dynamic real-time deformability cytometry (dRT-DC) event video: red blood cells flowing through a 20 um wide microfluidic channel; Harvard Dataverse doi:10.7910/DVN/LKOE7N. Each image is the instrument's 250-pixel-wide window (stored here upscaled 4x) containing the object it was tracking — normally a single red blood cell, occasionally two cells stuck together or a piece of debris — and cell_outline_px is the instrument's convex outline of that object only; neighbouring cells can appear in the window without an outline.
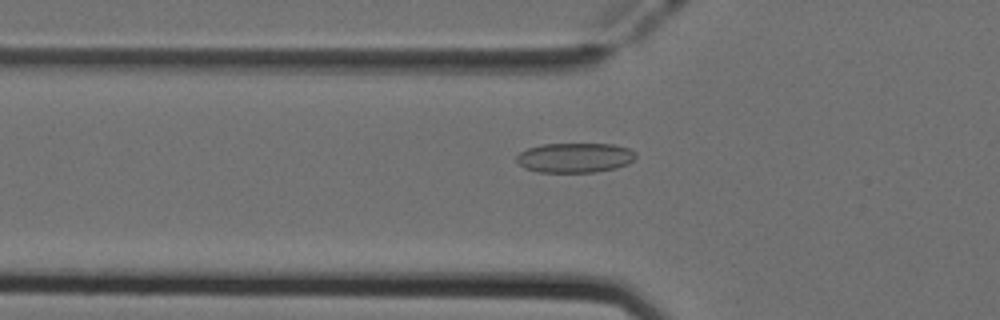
{"species": "Egyptian fruit bat (a non-hibernating species)", "species_latin": "Rousettus aegyptiacus", "temperature_condition": "cold", "stored_images_in_passage": 42, "camera_frame_rate_fps": 3000, "um_per_image_px": 0.085, "animal": {"sex": "female"}, "frame": {"image": 1, "passage_image": 8, "time_ms": 2.333, "image_size_px": [1000, 320], "cell_outline_px": [[636, 156], [628, 164], [616, 168], [596, 172], [536, 172], [524, 168], [516, 160], [516, 156], [520, 152], [528, 148], [544, 144], [612, 144], [628, 148], [636, 152]], "centroid_in_image_um": [48.86, 13.41], "position_along_channel_um": 76.9, "area_um2": 20.69}}
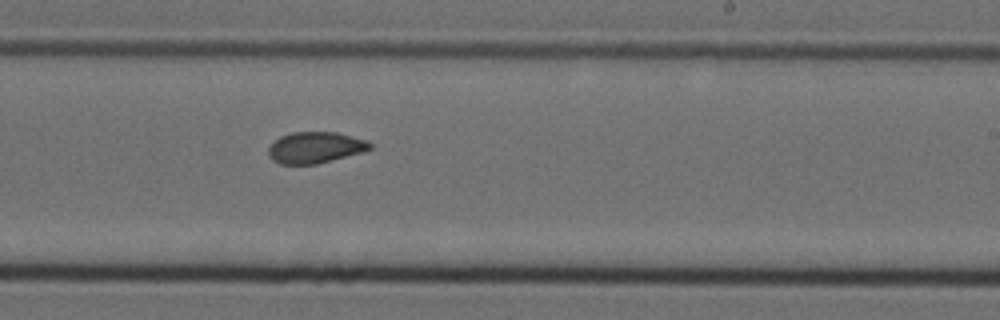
{"frame": {"image": 2, "passage_image": 22, "time_ms": 7.0, "image_size_px": [1000, 320], "cell_outline_px": [[372, 148], [360, 152], [316, 164], [280, 164], [272, 160], [268, 156], [268, 148], [280, 136], [292, 132], [336, 132], [368, 140], [372, 144]], "centroid_in_image_um": [26.77, 12.53], "position_along_channel_um": 262.2, "area_um2": 18.38}}
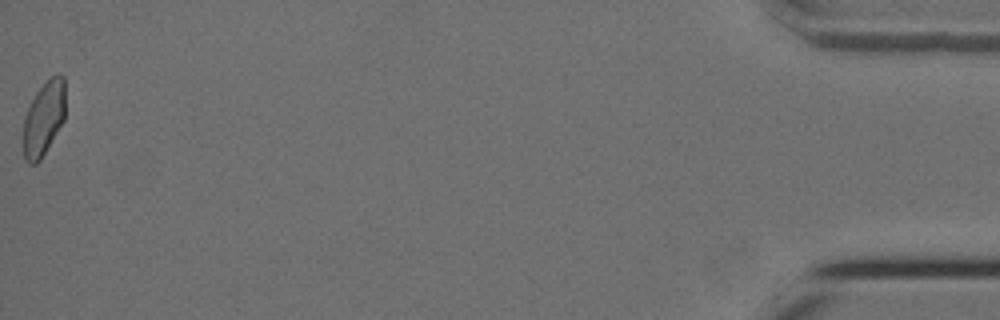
{"frame": {"image": 3, "passage_image": 42, "time_ms": 13.667, "image_size_px": [1000, 320], "cell_outline_px": [[64, 120], [40, 160], [36, 164], [28, 164], [24, 160], [24, 120], [28, 108], [36, 92], [56, 72], [60, 72], [64, 76]], "centroid_in_image_um": [3.73, 10.06], "position_along_channel_um": 431.5, "area_um2": 17.98}, "authors_computed_cell_mechanics": {"area_um2": 18.7561, "velocity_mm_per_s": 3.9597, "shape_relaxation_time_tau1_ms": 8.3149, "shape_relaxation_time_tau2_ms": 1.7559, "deformation_change_tau1": 0.1407, "deformation_change_tau2": 0.0618}}